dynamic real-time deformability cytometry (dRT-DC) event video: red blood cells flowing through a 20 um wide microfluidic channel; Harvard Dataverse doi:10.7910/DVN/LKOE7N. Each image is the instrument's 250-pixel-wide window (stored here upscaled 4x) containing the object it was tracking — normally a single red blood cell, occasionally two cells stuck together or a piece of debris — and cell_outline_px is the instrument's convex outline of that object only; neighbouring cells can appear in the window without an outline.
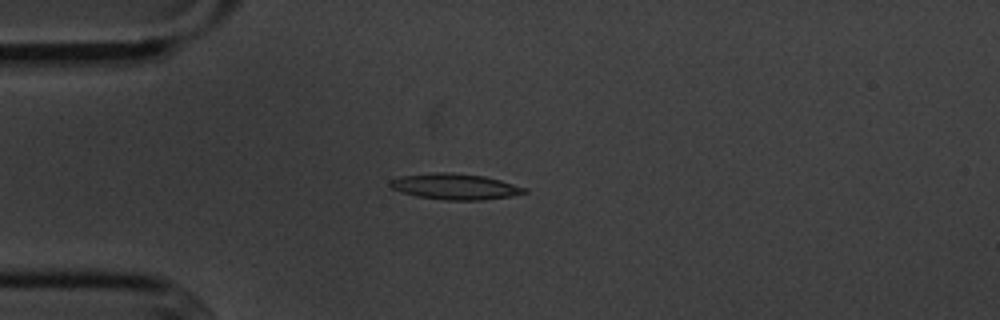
{"species": "common noctule bat (a hibernating species)", "species_latin": "Nyctalus noctula", "temperature_condition": "cold", "stored_images_in_passage": 4, "camera_frame_rate_fps": 3000, "um_per_image_px": 0.085, "animal": {"sex": "male", "body_mass_g": 20.1, "forearm_length_mm": 53.5}, "frame": {"image": 1, "passage_image": 4, "time_ms": 3.333, "image_size_px": [1000, 320], "cell_outline_px": [[528, 192], [512, 196], [480, 200], [444, 200], [416, 196], [392, 188], [388, 184], [388, 180], [400, 176], [432, 172], [452, 172], [484, 176], [500, 180], [528, 188]], "centroid_in_image_um": [38.68, 15.85], "position_along_channel_um": 46.3, "area_um2": 20.4}}